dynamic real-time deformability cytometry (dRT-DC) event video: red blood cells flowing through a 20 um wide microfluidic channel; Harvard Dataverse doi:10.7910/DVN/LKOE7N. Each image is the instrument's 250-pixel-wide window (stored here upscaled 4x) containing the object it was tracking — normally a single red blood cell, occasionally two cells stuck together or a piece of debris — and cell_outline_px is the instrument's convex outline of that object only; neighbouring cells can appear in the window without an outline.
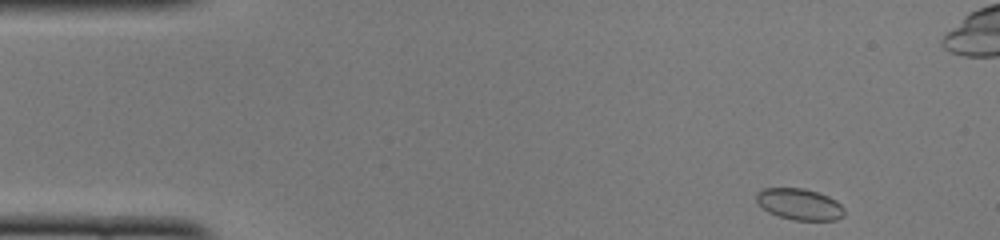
{"species": "common noctule bat (a hibernating species)", "species_latin": "Nyctalus noctula", "temperature_condition": "cold", "stored_images_in_passage": 48, "camera_frame_rate_fps": 3000, "um_per_image_px": 0.085, "animal": {"sex": "female", "body_mass_g": 22.0, "forearm_length_mm": 56.7}, "frame": {"image": 1, "passage_image": 2, "time_ms": 0.333, "image_size_px": [1000, 240], "cell_outline_px": [[844, 216], [836, 220], [792, 220], [768, 212], [756, 200], [756, 192], [760, 188], [804, 188], [820, 192], [836, 200], [844, 208]], "centroid_in_image_um": [67.97, 17.34], "position_along_channel_um": 17.0, "area_um2": 16.18}}
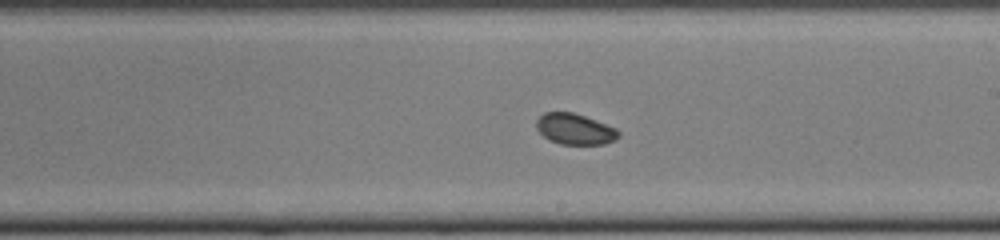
{"frame": {"image": 2, "passage_image": 26, "time_ms": 8.333, "image_size_px": [1000, 240], "cell_outline_px": [[620, 136], [616, 140], [604, 144], [560, 144], [548, 140], [536, 128], [536, 120], [544, 112], [572, 112], [584, 116], [616, 128], [620, 132]], "centroid_in_image_um": [48.86, 10.98], "position_along_channel_um": 240.1, "area_um2": 14.8}}
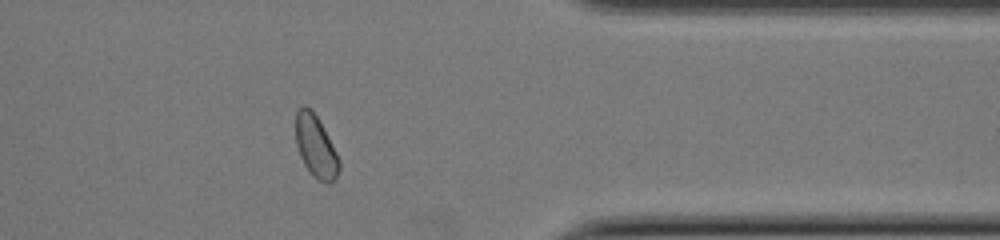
{"frame": {"image": 3, "passage_image": 38, "time_ms": 12.333, "image_size_px": [1000, 240], "cell_outline_px": [[340, 168], [336, 180], [328, 184], [324, 184], [316, 180], [312, 176], [304, 164], [300, 156], [296, 144], [296, 112], [304, 104], [312, 108], [336, 152], [340, 160]], "centroid_in_image_um": [26.85, 12.5], "position_along_channel_um": 384.6, "area_um2": 15.9}, "authors_computed_cell_mechanics": {"area_um2": 15.8083, "velocity_mm_per_s": 3.9729, "shape_relaxation_time_tau1_ms": 4.5546, "shape_relaxation_time_tau2_ms": null, "deformation_change_tau1": 0.0494, "deformation_change_tau2": null}}